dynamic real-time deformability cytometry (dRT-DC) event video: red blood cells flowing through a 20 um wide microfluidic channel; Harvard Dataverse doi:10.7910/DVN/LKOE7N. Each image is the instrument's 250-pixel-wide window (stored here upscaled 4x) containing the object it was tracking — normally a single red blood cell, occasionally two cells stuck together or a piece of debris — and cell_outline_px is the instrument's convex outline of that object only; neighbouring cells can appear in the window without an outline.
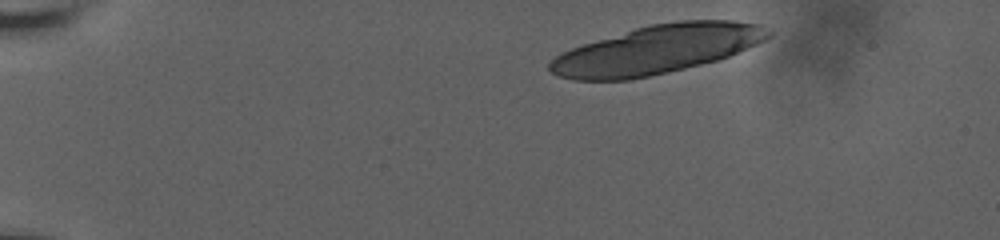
{"species": "human", "species_latin": "Homo sapiens", "temperature_condition": "room temperature", "stored_images_in_passage": 23, "camera_frame_rate_fps": 3000, "um_per_image_px": 0.085, "donor": {"sex": "male"}, "frame": {"image": 1, "passage_image": 1, "time_ms": 0.0, "image_size_px": [1000, 240], "cell_outline_px": [[772, 36], [756, 44], [728, 56], [716, 60], [668, 72], [628, 80], [572, 80], [560, 76], [552, 72], [548, 68], [548, 64], [560, 52], [584, 44], [636, 28], [652, 24], [680, 20], [732, 20], [760, 24], [772, 32]], "centroid_in_image_um": [55.85, 4.2], "position_along_channel_um": 29.1, "area_um2": 61.33}}
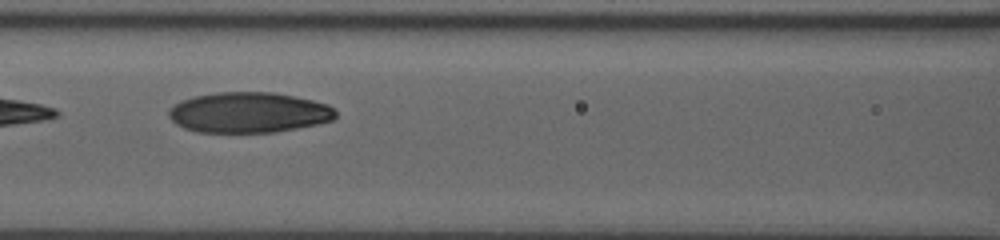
{"frame": {"image": 2, "passage_image": 8, "time_ms": 6.333, "image_size_px": [1000, 240], "cell_outline_px": [[336, 116], [332, 120], [316, 124], [276, 132], [196, 132], [184, 128], [176, 124], [168, 116], [168, 108], [180, 100], [192, 96], [216, 92], [272, 92], [312, 100], [328, 104], [336, 112]], "centroid_in_image_um": [21.08, 9.56], "position_along_channel_um": 145.5, "area_um2": 39.48}}
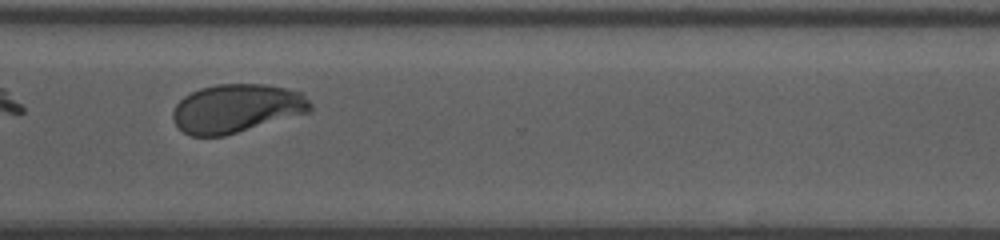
{"frame": {"image": 3, "passage_image": 17, "time_ms": 12.0, "image_size_px": [1000, 240], "cell_outline_px": [[312, 112], [224, 136], [192, 136], [184, 132], [172, 120], [172, 112], [176, 104], [184, 96], [200, 88], [216, 84], [264, 84], [288, 88], [304, 92], [312, 104]], "centroid_in_image_um": [20.16, 9.21], "position_along_channel_um": 350.4, "area_um2": 39.36}, "authors_computed_cell_mechanics": {"area_um2": 39.4774, "velocity_mm_per_s": 3.6235, "shape_relaxation_time_tau1_ms": 4.9576, "shape_relaxation_time_tau2_ms": 1.4519, "deformation_change_tau1": 0.1728, "deformation_change_tau2": 0.0585}}